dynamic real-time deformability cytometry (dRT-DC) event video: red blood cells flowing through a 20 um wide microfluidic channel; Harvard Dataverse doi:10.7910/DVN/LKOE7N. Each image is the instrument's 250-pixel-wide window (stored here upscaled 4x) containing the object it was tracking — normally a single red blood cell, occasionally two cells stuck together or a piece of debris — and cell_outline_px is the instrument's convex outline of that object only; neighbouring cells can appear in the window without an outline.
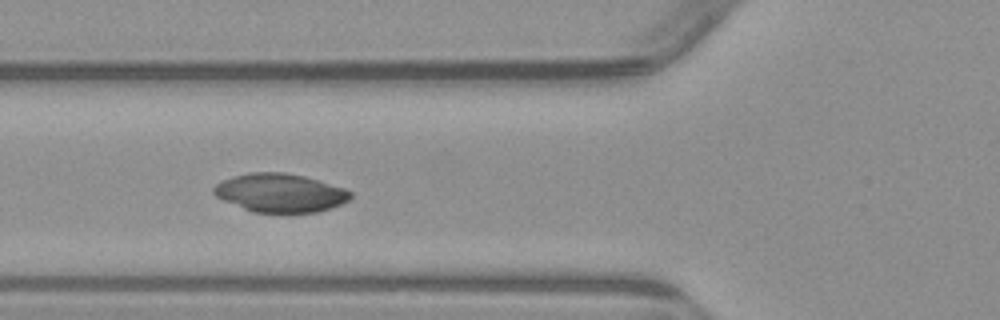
{"species": "common noctule bat (a hibernating species)", "species_latin": "Nyctalus noctula", "temperature_condition": "warm", "stored_images_in_passage": 7, "camera_frame_rate_fps": 3000, "um_per_image_px": 0.085, "animal": {"sex": "male", "body_mass_g": 23.1, "forearm_length_mm": 52.7}, "frame": {"image": 1, "passage_image": 5, "time_ms": 4.667, "image_size_px": [1000, 320], "cell_outline_px": [[352, 196], [348, 200], [340, 204], [316, 212], [252, 212], [224, 200], [216, 196], [212, 192], [212, 188], [216, 184], [232, 176], [248, 172], [284, 172], [304, 176], [344, 188], [352, 192]], "centroid_in_image_um": [23.78, 16.38], "position_along_channel_um": 102.0, "area_um2": 30.46}}
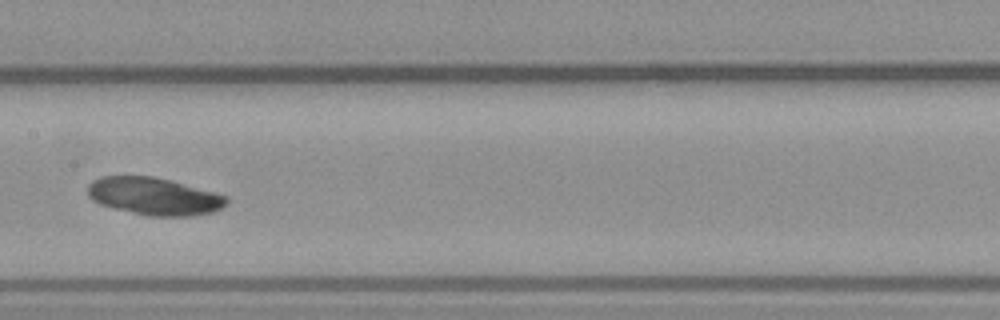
{"frame": {"image": 2, "passage_image": 7, "time_ms": 7.0, "image_size_px": [1000, 320], "cell_outline_px": [[228, 204], [212, 212], [192, 216], [148, 216], [100, 204], [92, 200], [88, 196], [88, 184], [92, 180], [100, 176], [152, 176], [172, 180], [216, 192], [228, 196]], "centroid_in_image_um": [13.12, 16.67], "position_along_channel_um": 194.3, "area_um2": 30.52}}